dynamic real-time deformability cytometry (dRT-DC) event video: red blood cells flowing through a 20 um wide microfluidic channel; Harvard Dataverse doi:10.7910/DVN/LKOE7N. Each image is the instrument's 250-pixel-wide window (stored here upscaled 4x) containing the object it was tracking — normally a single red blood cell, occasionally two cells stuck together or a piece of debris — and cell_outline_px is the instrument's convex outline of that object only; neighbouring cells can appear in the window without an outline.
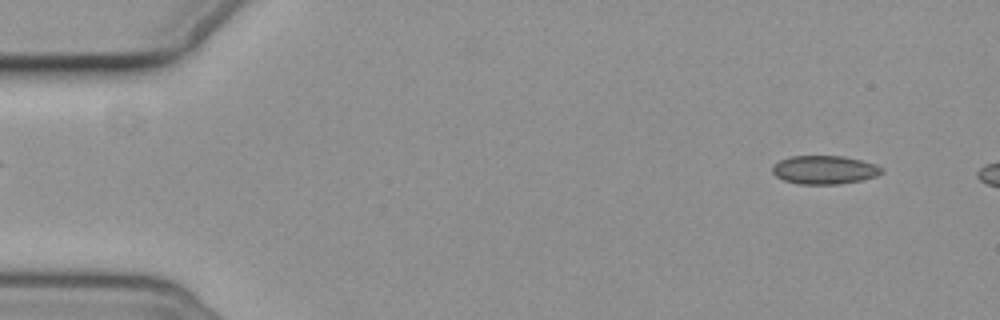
{"species": "common noctule bat (a hibernating species)", "species_latin": "Nyctalus noctula", "temperature_condition": "cold", "stored_images_in_passage": 6, "camera_frame_rate_fps": 3000, "um_per_image_px": 0.085, "animal": {"sex": "female", "body_mass_g": 19.3, "forearm_length_mm": 54.1}, "frame": {"image": 1, "passage_image": 1, "time_ms": 0.0, "image_size_px": [1000, 320], "cell_outline_px": [[884, 172], [876, 176], [860, 180], [840, 184], [800, 184], [784, 180], [776, 176], [772, 172], [772, 168], [780, 160], [788, 156], [844, 156], [876, 164], [884, 168]], "centroid_in_image_um": [70.1, 14.43], "position_along_channel_um": 14.9, "area_um2": 18.15}}
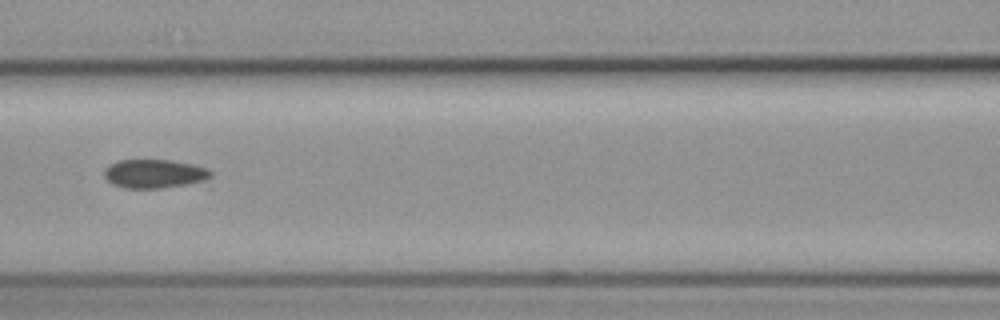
{"frame": {"image": 2, "passage_image": 5, "time_ms": 7.0, "image_size_px": [1000, 320], "cell_outline_px": [[212, 188], [124, 188], [112, 184], [104, 176], [104, 168], [120, 160], [172, 160], [192, 164], [208, 168], [212, 172]], "centroid_in_image_um": [13.43, 14.84], "position_along_channel_um": 153.2, "area_um2": 19.48}}
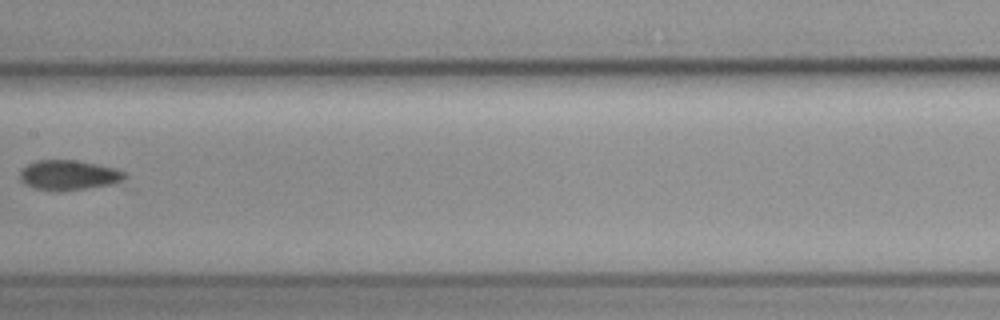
{"frame": {"image": 3, "passage_image": 6, "time_ms": 8.333, "image_size_px": [1000, 320], "cell_outline_px": [[136, 192], [36, 188], [20, 180], [20, 172], [28, 164], [36, 160], [76, 160], [116, 168], [124, 172], [128, 176], [136, 188]], "centroid_in_image_um": [6.42, 14.99], "position_along_channel_um": 201.0, "area_um2": 20.46}}